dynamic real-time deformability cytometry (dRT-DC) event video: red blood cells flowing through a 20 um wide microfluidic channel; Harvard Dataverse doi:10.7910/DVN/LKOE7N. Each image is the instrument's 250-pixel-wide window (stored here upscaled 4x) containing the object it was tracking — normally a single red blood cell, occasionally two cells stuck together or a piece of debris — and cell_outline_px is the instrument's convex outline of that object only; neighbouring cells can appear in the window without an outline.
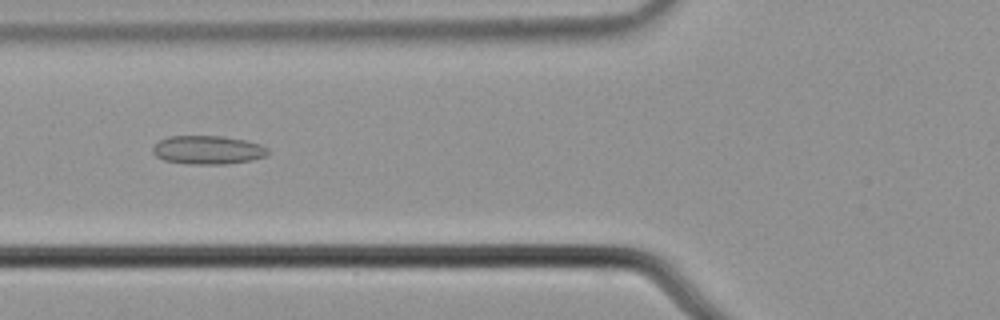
{"species": "common noctule bat (a hibernating species)", "species_latin": "Nyctalus noctula", "temperature_condition": "cold", "stored_images_in_passage": 41, "camera_frame_rate_fps": 3000, "um_per_image_px": 0.085, "animal": {"sex": "male", "body_mass_g": 21.5, "forearm_length_mm": 52.0}, "frame": {"image": 1, "passage_image": 7, "time_ms": 2.0, "image_size_px": [1000, 320], "cell_outline_px": [[268, 152], [264, 156], [248, 160], [224, 164], [188, 164], [164, 160], [156, 156], [152, 152], [152, 148], [160, 140], [168, 136], [224, 136], [244, 140], [260, 144], [268, 148]], "centroid_in_image_um": [17.62, 12.74], "position_along_channel_um": 108.2, "area_um2": 19.02}}
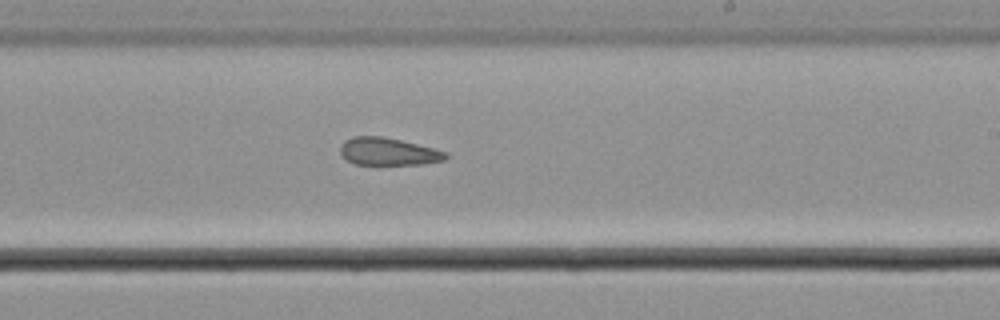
{"frame": {"image": 2, "passage_image": 19, "time_ms": 6.0, "image_size_px": [1000, 320], "cell_outline_px": [[448, 156], [444, 160], [424, 164], [376, 168], [356, 164], [348, 160], [340, 152], [340, 144], [344, 140], [352, 136], [380, 136], [400, 140], [448, 152]], "centroid_in_image_um": [32.97, 12.94], "position_along_channel_um": 256.0, "area_um2": 17.74}}
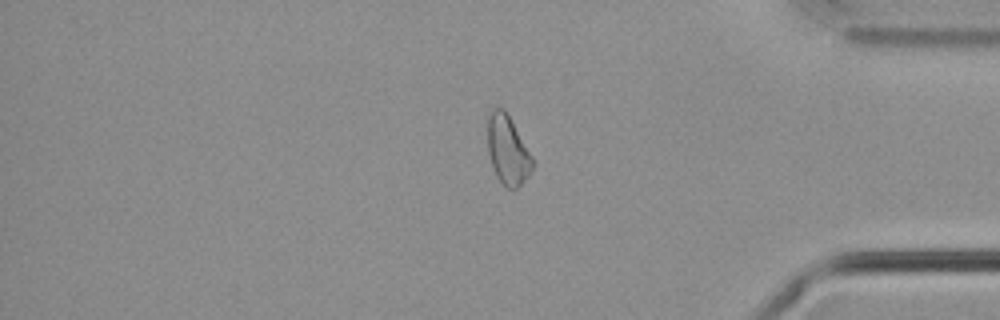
{"frame": {"image": 3, "passage_image": 32, "time_ms": 10.333, "image_size_px": [1000, 320], "cell_outline_px": [[536, 164], [528, 176], [516, 188], [508, 188], [496, 176], [488, 152], [488, 116], [492, 108], [504, 108], [532, 156]], "centroid_in_image_um": [43.16, 12.75], "position_along_channel_um": 392.0, "area_um2": 17.8}, "authors_computed_cell_mechanics": {"area_um2": 18.2648, "velocity_mm_per_s": 3.6941, "shape_relaxation_time_tau1_ms": null, "shape_relaxation_time_tau2_ms": 3.675, "deformation_change_tau1": null, "deformation_change_tau2": 0.1261}}